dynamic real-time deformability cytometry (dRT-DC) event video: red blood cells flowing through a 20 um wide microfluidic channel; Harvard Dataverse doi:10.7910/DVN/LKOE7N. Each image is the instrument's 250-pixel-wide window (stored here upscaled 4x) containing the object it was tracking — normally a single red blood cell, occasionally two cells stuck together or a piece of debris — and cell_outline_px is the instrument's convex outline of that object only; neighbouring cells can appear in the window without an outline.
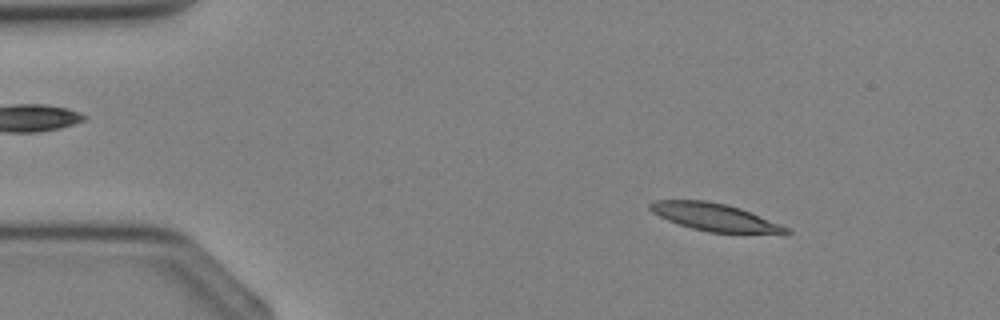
{"species": "Egyptian fruit bat (a non-hibernating species)", "species_latin": "Rousettus aegyptiacus", "temperature_condition": "cold", "stored_images_in_passage": 35, "camera_frame_rate_fps": 3000, "um_per_image_px": 0.085, "animal": {"sex": "female"}, "frame": {"image": 1, "passage_image": 4, "time_ms": 1.0, "image_size_px": [1000, 320], "cell_outline_px": [[792, 232], [788, 236], [784, 236], [708, 232], [692, 228], [668, 220], [652, 212], [648, 208], [648, 204], [656, 200], [704, 200], [728, 204], [740, 208], [780, 224], [788, 228]], "centroid_in_image_um": [60.89, 18.5], "position_along_channel_um": 24.1, "area_um2": 22.48}}
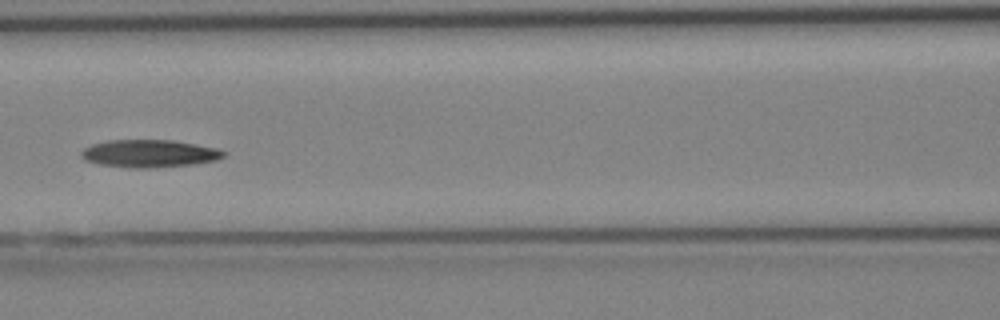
{"frame": {"image": 2, "passage_image": 15, "time_ms": 4.667, "image_size_px": [1000, 320], "cell_outline_px": [[228, 152], [224, 156], [216, 160], [192, 164], [148, 168], [132, 168], [100, 164], [84, 160], [80, 156], [80, 152], [84, 148], [92, 144], [108, 140], [172, 140], [196, 144], [216, 148]], "centroid_in_image_um": [12.68, 13.04], "position_along_channel_um": 153.9, "area_um2": 22.89}}
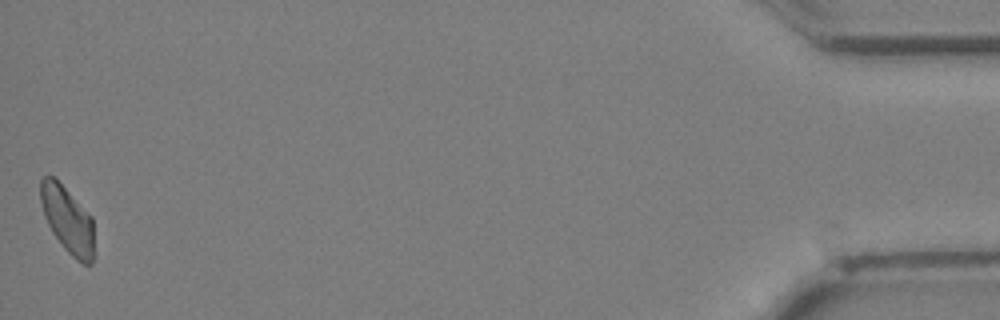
{"frame": {"image": 3, "passage_image": 35, "time_ms": 11.333, "image_size_px": [1000, 320], "cell_outline_px": [[92, 264], [84, 264], [76, 260], [64, 248], [52, 232], [44, 216], [40, 200], [40, 180], [44, 176], [56, 176], [92, 216]], "centroid_in_image_um": [5.71, 18.61], "position_along_channel_um": 429.5, "area_um2": 20.81}}